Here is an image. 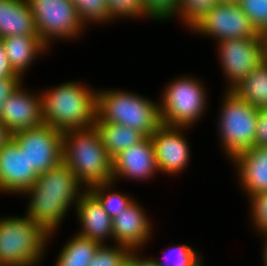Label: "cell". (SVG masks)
Wrapping results in <instances>:
<instances>
[{
    "mask_svg": "<svg viewBox=\"0 0 267 266\" xmlns=\"http://www.w3.org/2000/svg\"><path fill=\"white\" fill-rule=\"evenodd\" d=\"M81 186L72 169L62 161L46 173L39 174L34 184L24 192L31 196L27 216L52 237L70 205L77 204L83 192Z\"/></svg>",
    "mask_w": 267,
    "mask_h": 266,
    "instance_id": "1",
    "label": "cell"
},
{
    "mask_svg": "<svg viewBox=\"0 0 267 266\" xmlns=\"http://www.w3.org/2000/svg\"><path fill=\"white\" fill-rule=\"evenodd\" d=\"M40 95L44 124L63 132L94 126L97 118L96 91L71 81Z\"/></svg>",
    "mask_w": 267,
    "mask_h": 266,
    "instance_id": "2",
    "label": "cell"
},
{
    "mask_svg": "<svg viewBox=\"0 0 267 266\" xmlns=\"http://www.w3.org/2000/svg\"><path fill=\"white\" fill-rule=\"evenodd\" d=\"M112 160L95 125L63 132V161L86 189L112 181Z\"/></svg>",
    "mask_w": 267,
    "mask_h": 266,
    "instance_id": "3",
    "label": "cell"
},
{
    "mask_svg": "<svg viewBox=\"0 0 267 266\" xmlns=\"http://www.w3.org/2000/svg\"><path fill=\"white\" fill-rule=\"evenodd\" d=\"M96 108L95 122L121 124L145 136H151L162 124L158 103L123 90H98Z\"/></svg>",
    "mask_w": 267,
    "mask_h": 266,
    "instance_id": "4",
    "label": "cell"
},
{
    "mask_svg": "<svg viewBox=\"0 0 267 266\" xmlns=\"http://www.w3.org/2000/svg\"><path fill=\"white\" fill-rule=\"evenodd\" d=\"M50 234L27 215L0 219V266H33L44 254Z\"/></svg>",
    "mask_w": 267,
    "mask_h": 266,
    "instance_id": "5",
    "label": "cell"
},
{
    "mask_svg": "<svg viewBox=\"0 0 267 266\" xmlns=\"http://www.w3.org/2000/svg\"><path fill=\"white\" fill-rule=\"evenodd\" d=\"M219 116L221 144L230 159L255 146L257 108L228 90Z\"/></svg>",
    "mask_w": 267,
    "mask_h": 266,
    "instance_id": "6",
    "label": "cell"
},
{
    "mask_svg": "<svg viewBox=\"0 0 267 266\" xmlns=\"http://www.w3.org/2000/svg\"><path fill=\"white\" fill-rule=\"evenodd\" d=\"M203 85L195 78L181 77L168 84L160 104L162 124L190 127L197 121L206 107Z\"/></svg>",
    "mask_w": 267,
    "mask_h": 266,
    "instance_id": "7",
    "label": "cell"
},
{
    "mask_svg": "<svg viewBox=\"0 0 267 266\" xmlns=\"http://www.w3.org/2000/svg\"><path fill=\"white\" fill-rule=\"evenodd\" d=\"M41 41L75 38L83 27L71 0H27ZM53 38V39H52Z\"/></svg>",
    "mask_w": 267,
    "mask_h": 266,
    "instance_id": "8",
    "label": "cell"
},
{
    "mask_svg": "<svg viewBox=\"0 0 267 266\" xmlns=\"http://www.w3.org/2000/svg\"><path fill=\"white\" fill-rule=\"evenodd\" d=\"M18 147L25 152L31 167L43 174L63 161V131L42 124L19 130L12 135Z\"/></svg>",
    "mask_w": 267,
    "mask_h": 266,
    "instance_id": "9",
    "label": "cell"
},
{
    "mask_svg": "<svg viewBox=\"0 0 267 266\" xmlns=\"http://www.w3.org/2000/svg\"><path fill=\"white\" fill-rule=\"evenodd\" d=\"M223 41L229 39L260 38L248 16L237 3H217L191 30Z\"/></svg>",
    "mask_w": 267,
    "mask_h": 266,
    "instance_id": "10",
    "label": "cell"
},
{
    "mask_svg": "<svg viewBox=\"0 0 267 266\" xmlns=\"http://www.w3.org/2000/svg\"><path fill=\"white\" fill-rule=\"evenodd\" d=\"M218 47L222 69L231 83L228 90L237 86L265 60L261 38L223 40L218 42Z\"/></svg>",
    "mask_w": 267,
    "mask_h": 266,
    "instance_id": "11",
    "label": "cell"
},
{
    "mask_svg": "<svg viewBox=\"0 0 267 266\" xmlns=\"http://www.w3.org/2000/svg\"><path fill=\"white\" fill-rule=\"evenodd\" d=\"M185 127L161 124L150 136L158 170L168 174L179 173L186 168L190 158L189 145L180 133Z\"/></svg>",
    "mask_w": 267,
    "mask_h": 266,
    "instance_id": "12",
    "label": "cell"
},
{
    "mask_svg": "<svg viewBox=\"0 0 267 266\" xmlns=\"http://www.w3.org/2000/svg\"><path fill=\"white\" fill-rule=\"evenodd\" d=\"M38 176L26 153L13 139L0 149V192L22 194L34 184Z\"/></svg>",
    "mask_w": 267,
    "mask_h": 266,
    "instance_id": "13",
    "label": "cell"
},
{
    "mask_svg": "<svg viewBox=\"0 0 267 266\" xmlns=\"http://www.w3.org/2000/svg\"><path fill=\"white\" fill-rule=\"evenodd\" d=\"M159 171L150 136L118 153L112 160V181L117 177L147 180Z\"/></svg>",
    "mask_w": 267,
    "mask_h": 266,
    "instance_id": "14",
    "label": "cell"
},
{
    "mask_svg": "<svg viewBox=\"0 0 267 266\" xmlns=\"http://www.w3.org/2000/svg\"><path fill=\"white\" fill-rule=\"evenodd\" d=\"M0 120L12 133L42 125L41 95L29 94L20 85L2 105Z\"/></svg>",
    "mask_w": 267,
    "mask_h": 266,
    "instance_id": "15",
    "label": "cell"
},
{
    "mask_svg": "<svg viewBox=\"0 0 267 266\" xmlns=\"http://www.w3.org/2000/svg\"><path fill=\"white\" fill-rule=\"evenodd\" d=\"M143 210L133 201L127 209L113 218L115 243L137 251L149 239L152 232L151 223Z\"/></svg>",
    "mask_w": 267,
    "mask_h": 266,
    "instance_id": "16",
    "label": "cell"
},
{
    "mask_svg": "<svg viewBox=\"0 0 267 266\" xmlns=\"http://www.w3.org/2000/svg\"><path fill=\"white\" fill-rule=\"evenodd\" d=\"M75 208L83 227L78 235L100 244H103L107 237L113 238V219L88 189H84Z\"/></svg>",
    "mask_w": 267,
    "mask_h": 266,
    "instance_id": "17",
    "label": "cell"
},
{
    "mask_svg": "<svg viewBox=\"0 0 267 266\" xmlns=\"http://www.w3.org/2000/svg\"><path fill=\"white\" fill-rule=\"evenodd\" d=\"M232 161L238 167L241 186L248 196L267 192V147H251L237 154Z\"/></svg>",
    "mask_w": 267,
    "mask_h": 266,
    "instance_id": "18",
    "label": "cell"
},
{
    "mask_svg": "<svg viewBox=\"0 0 267 266\" xmlns=\"http://www.w3.org/2000/svg\"><path fill=\"white\" fill-rule=\"evenodd\" d=\"M39 36L27 0H0V39Z\"/></svg>",
    "mask_w": 267,
    "mask_h": 266,
    "instance_id": "19",
    "label": "cell"
},
{
    "mask_svg": "<svg viewBox=\"0 0 267 266\" xmlns=\"http://www.w3.org/2000/svg\"><path fill=\"white\" fill-rule=\"evenodd\" d=\"M1 40L11 69L21 77L38 53L48 48L39 36H8Z\"/></svg>",
    "mask_w": 267,
    "mask_h": 266,
    "instance_id": "20",
    "label": "cell"
},
{
    "mask_svg": "<svg viewBox=\"0 0 267 266\" xmlns=\"http://www.w3.org/2000/svg\"><path fill=\"white\" fill-rule=\"evenodd\" d=\"M94 125L97 128L102 145L112 158L146 137L139 130L121 124L95 122Z\"/></svg>",
    "mask_w": 267,
    "mask_h": 266,
    "instance_id": "21",
    "label": "cell"
},
{
    "mask_svg": "<svg viewBox=\"0 0 267 266\" xmlns=\"http://www.w3.org/2000/svg\"><path fill=\"white\" fill-rule=\"evenodd\" d=\"M232 91L257 109L267 108V59L263 60Z\"/></svg>",
    "mask_w": 267,
    "mask_h": 266,
    "instance_id": "22",
    "label": "cell"
},
{
    "mask_svg": "<svg viewBox=\"0 0 267 266\" xmlns=\"http://www.w3.org/2000/svg\"><path fill=\"white\" fill-rule=\"evenodd\" d=\"M99 246L98 241L76 234L64 245L56 266H88Z\"/></svg>",
    "mask_w": 267,
    "mask_h": 266,
    "instance_id": "23",
    "label": "cell"
},
{
    "mask_svg": "<svg viewBox=\"0 0 267 266\" xmlns=\"http://www.w3.org/2000/svg\"><path fill=\"white\" fill-rule=\"evenodd\" d=\"M112 184H114L113 181L95 184L89 187L88 190L99 200L103 209L113 219L127 209L134 200L129 198V196L122 195L115 191L112 193L108 192L110 190L109 187L112 186Z\"/></svg>",
    "mask_w": 267,
    "mask_h": 266,
    "instance_id": "24",
    "label": "cell"
},
{
    "mask_svg": "<svg viewBox=\"0 0 267 266\" xmlns=\"http://www.w3.org/2000/svg\"><path fill=\"white\" fill-rule=\"evenodd\" d=\"M76 8L78 17L83 25L85 23L106 22L112 19L106 0H71Z\"/></svg>",
    "mask_w": 267,
    "mask_h": 266,
    "instance_id": "25",
    "label": "cell"
},
{
    "mask_svg": "<svg viewBox=\"0 0 267 266\" xmlns=\"http://www.w3.org/2000/svg\"><path fill=\"white\" fill-rule=\"evenodd\" d=\"M219 0H178V14L192 28Z\"/></svg>",
    "mask_w": 267,
    "mask_h": 266,
    "instance_id": "26",
    "label": "cell"
},
{
    "mask_svg": "<svg viewBox=\"0 0 267 266\" xmlns=\"http://www.w3.org/2000/svg\"><path fill=\"white\" fill-rule=\"evenodd\" d=\"M131 250L124 245L108 247L100 244L88 266H121Z\"/></svg>",
    "mask_w": 267,
    "mask_h": 266,
    "instance_id": "27",
    "label": "cell"
},
{
    "mask_svg": "<svg viewBox=\"0 0 267 266\" xmlns=\"http://www.w3.org/2000/svg\"><path fill=\"white\" fill-rule=\"evenodd\" d=\"M167 253L163 256V261L154 259L157 266H193L200 260L193 248L185 244L176 245Z\"/></svg>",
    "mask_w": 267,
    "mask_h": 266,
    "instance_id": "28",
    "label": "cell"
},
{
    "mask_svg": "<svg viewBox=\"0 0 267 266\" xmlns=\"http://www.w3.org/2000/svg\"><path fill=\"white\" fill-rule=\"evenodd\" d=\"M237 4L258 33L267 27V0H239Z\"/></svg>",
    "mask_w": 267,
    "mask_h": 266,
    "instance_id": "29",
    "label": "cell"
},
{
    "mask_svg": "<svg viewBox=\"0 0 267 266\" xmlns=\"http://www.w3.org/2000/svg\"><path fill=\"white\" fill-rule=\"evenodd\" d=\"M106 3L112 19L122 16L147 17L142 0H106Z\"/></svg>",
    "mask_w": 267,
    "mask_h": 266,
    "instance_id": "30",
    "label": "cell"
},
{
    "mask_svg": "<svg viewBox=\"0 0 267 266\" xmlns=\"http://www.w3.org/2000/svg\"><path fill=\"white\" fill-rule=\"evenodd\" d=\"M147 17L163 20L178 14V0H142Z\"/></svg>",
    "mask_w": 267,
    "mask_h": 266,
    "instance_id": "31",
    "label": "cell"
},
{
    "mask_svg": "<svg viewBox=\"0 0 267 266\" xmlns=\"http://www.w3.org/2000/svg\"><path fill=\"white\" fill-rule=\"evenodd\" d=\"M252 211V221L259 233H267V192H261L249 197Z\"/></svg>",
    "mask_w": 267,
    "mask_h": 266,
    "instance_id": "32",
    "label": "cell"
},
{
    "mask_svg": "<svg viewBox=\"0 0 267 266\" xmlns=\"http://www.w3.org/2000/svg\"><path fill=\"white\" fill-rule=\"evenodd\" d=\"M255 146L267 147V108L258 109Z\"/></svg>",
    "mask_w": 267,
    "mask_h": 266,
    "instance_id": "33",
    "label": "cell"
},
{
    "mask_svg": "<svg viewBox=\"0 0 267 266\" xmlns=\"http://www.w3.org/2000/svg\"><path fill=\"white\" fill-rule=\"evenodd\" d=\"M22 77H5L0 79V111L7 98L21 85Z\"/></svg>",
    "mask_w": 267,
    "mask_h": 266,
    "instance_id": "34",
    "label": "cell"
},
{
    "mask_svg": "<svg viewBox=\"0 0 267 266\" xmlns=\"http://www.w3.org/2000/svg\"><path fill=\"white\" fill-rule=\"evenodd\" d=\"M5 77H21V76L15 74L11 69L5 53L3 42L0 39V79Z\"/></svg>",
    "mask_w": 267,
    "mask_h": 266,
    "instance_id": "35",
    "label": "cell"
},
{
    "mask_svg": "<svg viewBox=\"0 0 267 266\" xmlns=\"http://www.w3.org/2000/svg\"><path fill=\"white\" fill-rule=\"evenodd\" d=\"M135 253V250H131L127 256V261L131 266H157L153 258H143L138 257Z\"/></svg>",
    "mask_w": 267,
    "mask_h": 266,
    "instance_id": "36",
    "label": "cell"
},
{
    "mask_svg": "<svg viewBox=\"0 0 267 266\" xmlns=\"http://www.w3.org/2000/svg\"><path fill=\"white\" fill-rule=\"evenodd\" d=\"M13 133L0 120V149L12 139Z\"/></svg>",
    "mask_w": 267,
    "mask_h": 266,
    "instance_id": "37",
    "label": "cell"
},
{
    "mask_svg": "<svg viewBox=\"0 0 267 266\" xmlns=\"http://www.w3.org/2000/svg\"><path fill=\"white\" fill-rule=\"evenodd\" d=\"M260 38H261V43L263 46V53L265 56V59H267V27L259 33Z\"/></svg>",
    "mask_w": 267,
    "mask_h": 266,
    "instance_id": "38",
    "label": "cell"
},
{
    "mask_svg": "<svg viewBox=\"0 0 267 266\" xmlns=\"http://www.w3.org/2000/svg\"><path fill=\"white\" fill-rule=\"evenodd\" d=\"M264 235V237H265V247H264V254H263V261H264V266H267V233H264L263 234Z\"/></svg>",
    "mask_w": 267,
    "mask_h": 266,
    "instance_id": "39",
    "label": "cell"
},
{
    "mask_svg": "<svg viewBox=\"0 0 267 266\" xmlns=\"http://www.w3.org/2000/svg\"><path fill=\"white\" fill-rule=\"evenodd\" d=\"M239 0H219L220 3H237Z\"/></svg>",
    "mask_w": 267,
    "mask_h": 266,
    "instance_id": "40",
    "label": "cell"
},
{
    "mask_svg": "<svg viewBox=\"0 0 267 266\" xmlns=\"http://www.w3.org/2000/svg\"><path fill=\"white\" fill-rule=\"evenodd\" d=\"M121 266H131V264L126 260Z\"/></svg>",
    "mask_w": 267,
    "mask_h": 266,
    "instance_id": "41",
    "label": "cell"
},
{
    "mask_svg": "<svg viewBox=\"0 0 267 266\" xmlns=\"http://www.w3.org/2000/svg\"><path fill=\"white\" fill-rule=\"evenodd\" d=\"M200 261H201V260H199V261H198L195 265H193V266H202Z\"/></svg>",
    "mask_w": 267,
    "mask_h": 266,
    "instance_id": "42",
    "label": "cell"
}]
</instances>
